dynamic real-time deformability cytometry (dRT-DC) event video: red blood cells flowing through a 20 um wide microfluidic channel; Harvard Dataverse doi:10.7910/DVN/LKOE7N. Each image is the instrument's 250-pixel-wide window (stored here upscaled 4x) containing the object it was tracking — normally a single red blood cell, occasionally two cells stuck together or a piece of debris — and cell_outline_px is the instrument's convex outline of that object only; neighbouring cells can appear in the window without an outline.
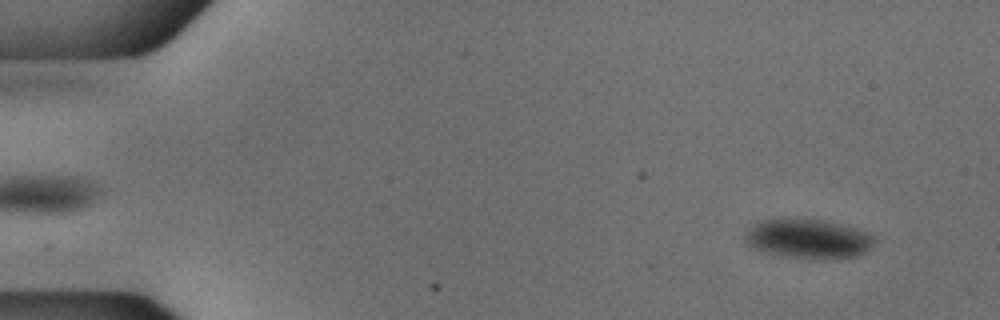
{"species": "common noctule bat (a hibernating species)", "species_latin": "Nyctalus noctula", "temperature_condition": "cold", "stored_images_in_passage": 53, "camera_frame_rate_fps": 3000, "um_per_image_px": 0.085, "animal": {"sex": "male", "body_mass_g": 18.8}, "frame": {"image": 1, "passage_image": 4, "time_ms": 1.0, "image_size_px": [1000, 320], "cell_outline_px": [[872, 244], [860, 256], [836, 260], [824, 260], [784, 256], [760, 252], [752, 248], [744, 236], [760, 220], [824, 220], [856, 228], [872, 236]], "centroid_in_image_um": [68.72, 20.35], "position_along_channel_um": 16.3, "area_um2": 29.3}}
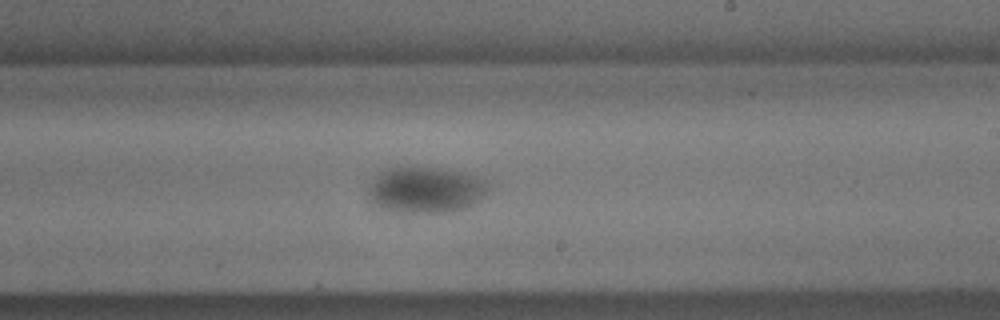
{"frame": {"image": 2, "passage_image": 32, "time_ms": 10.333, "image_size_px": [1000, 320], "cell_outline_px": [[492, 184], [488, 192], [484, 196], [472, 204], [464, 208], [448, 212], [392, 212], [380, 208], [372, 204], [368, 200], [368, 184], [380, 172], [388, 168], [440, 168], [464, 172], [488, 180]], "centroid_in_image_um": [36.18, 16.14], "position_along_channel_um": 252.8, "area_um2": 32.66}}
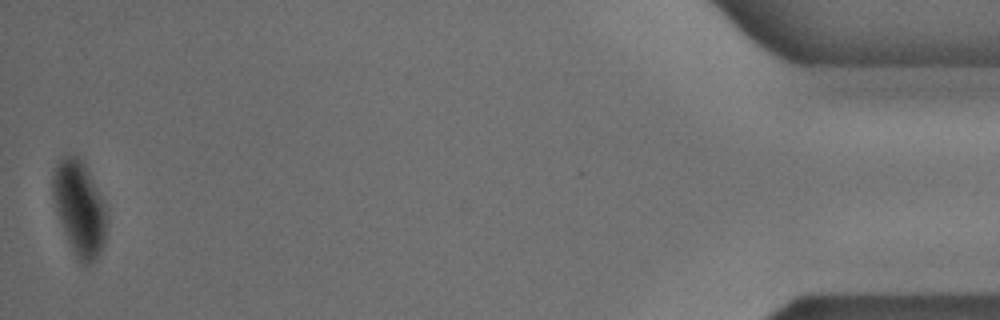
{"frame": {"image": 3, "passage_image": 53, "time_ms": 17.333, "image_size_px": [1000, 320], "cell_outline_px": [[108, 224], [104, 244], [96, 260], [92, 264], [84, 264], [76, 256], [68, 240], [60, 220], [52, 196], [52, 176], [56, 164], [64, 156], [76, 156], [84, 164], [100, 192], [108, 208]], "centroid_in_image_um": [6.8, 17.71], "position_along_channel_um": 428.4, "area_um2": 29.77}}